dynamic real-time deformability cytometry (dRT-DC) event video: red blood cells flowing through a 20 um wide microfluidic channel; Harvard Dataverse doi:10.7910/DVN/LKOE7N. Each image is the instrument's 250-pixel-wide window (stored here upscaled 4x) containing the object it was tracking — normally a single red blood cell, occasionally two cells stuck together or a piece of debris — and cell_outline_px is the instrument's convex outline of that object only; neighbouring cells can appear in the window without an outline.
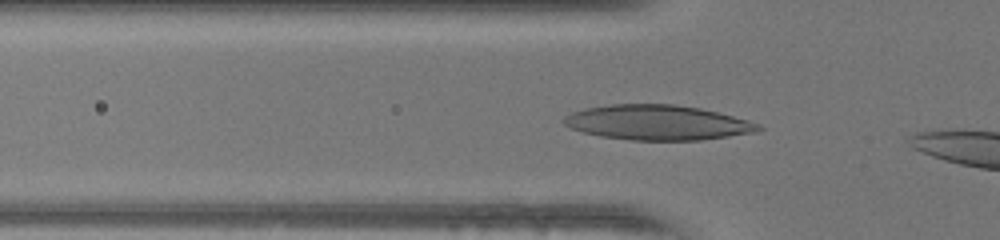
{"species": "human", "species_latin": "Homo sapiens", "temperature_condition": "warm", "stored_images_in_passage": 4, "camera_frame_rate_fps": 3000, "um_per_image_px": 0.085, "donor": {"sex": "female"}, "frame": {"image": 1, "passage_image": 2, "time_ms": 0.333, "image_size_px": [1000, 240], "cell_outline_px": [[764, 128], [756, 132], [700, 140], [632, 140], [600, 136], [584, 132], [572, 128], [564, 124], [560, 120], [564, 116], [572, 112], [584, 108], [612, 104], [676, 104], [700, 108], [748, 120], [760, 124]], "centroid_in_image_um": [55.87, 10.41], "position_along_channel_um": 69.9, "area_um2": 39.59}}